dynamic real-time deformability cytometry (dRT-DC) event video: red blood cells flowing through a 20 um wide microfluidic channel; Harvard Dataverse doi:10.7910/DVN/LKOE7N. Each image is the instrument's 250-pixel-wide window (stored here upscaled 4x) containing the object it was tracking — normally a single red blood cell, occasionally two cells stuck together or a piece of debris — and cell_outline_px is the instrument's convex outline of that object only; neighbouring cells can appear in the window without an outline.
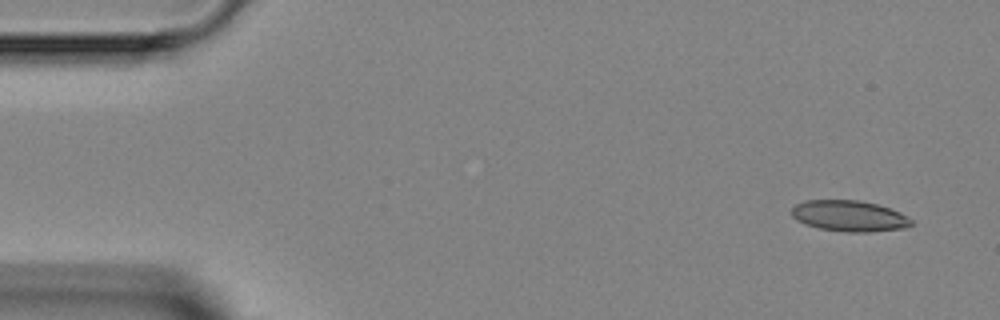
{"species": "Egyptian fruit bat (a non-hibernating species)", "species_latin": "Rousettus aegyptiacus", "temperature_condition": "room temperature", "stored_images_in_passage": 3, "camera_frame_rate_fps": 3000, "um_per_image_px": 0.085, "animal": {"sex": "female"}, "frame": {"image": 1, "passage_image": 1, "time_ms": 0.0, "image_size_px": [1000, 320], "cell_outline_px": [[912, 224], [904, 228], [868, 232], [848, 232], [820, 228], [796, 220], [792, 216], [792, 208], [796, 204], [804, 200], [860, 200], [876, 204], [900, 212], [908, 216], [912, 220]], "centroid_in_image_um": [72.19, 18.35], "position_along_channel_um": 12.8, "area_um2": 21.44}}
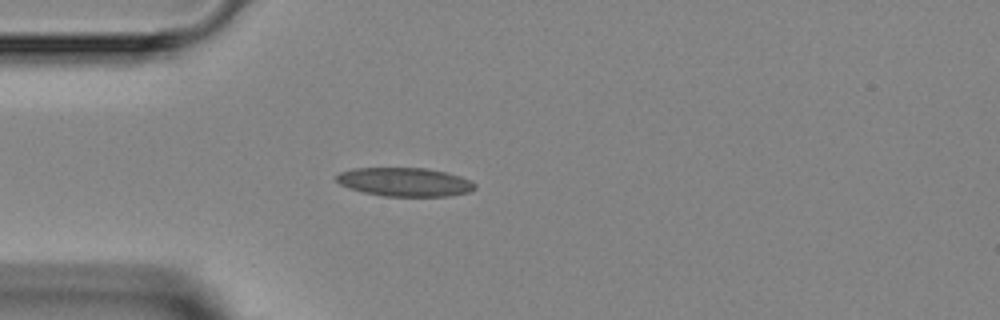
{"frame": {"image": 2, "passage_image": 3, "time_ms": 3.333, "image_size_px": [1000, 320], "cell_outline_px": [[476, 188], [468, 192], [448, 196], [384, 196], [364, 192], [348, 188], [340, 184], [336, 180], [336, 176], [340, 172], [352, 168], [424, 168], [448, 172], [460, 176], [476, 184]], "centroid_in_image_um": [34.39, 15.46], "position_along_channel_um": 50.6, "area_um2": 23.12}}